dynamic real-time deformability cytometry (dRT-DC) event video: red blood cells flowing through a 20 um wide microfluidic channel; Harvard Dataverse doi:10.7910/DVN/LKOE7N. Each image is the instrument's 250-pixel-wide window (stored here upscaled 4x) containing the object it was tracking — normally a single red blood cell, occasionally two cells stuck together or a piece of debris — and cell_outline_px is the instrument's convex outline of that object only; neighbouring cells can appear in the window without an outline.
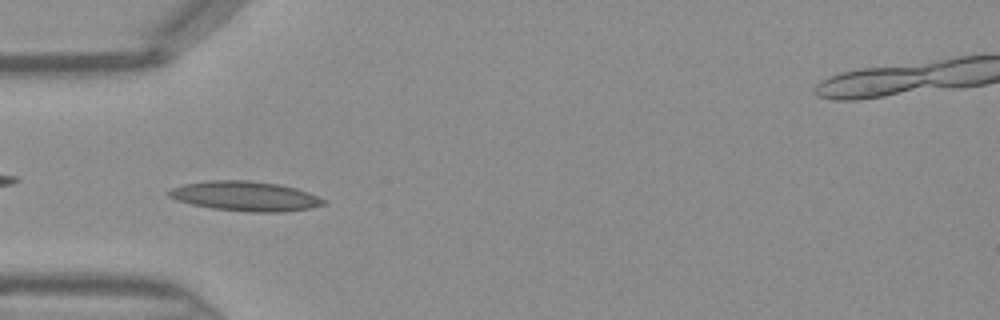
{"species": "Egyptian fruit bat (a non-hibernating species)", "species_latin": "Rousettus aegyptiacus", "temperature_condition": "warm", "stored_images_in_passage": 36, "camera_frame_rate_fps": 3000, "um_per_image_px": 0.085, "frame": {"image": 1, "passage_image": 5, "time_ms": 1.333, "image_size_px": [1000, 320], "cell_outline_px": [[328, 200], [324, 204], [308, 208], [280, 212], [252, 212], [212, 208], [192, 204], [176, 200], [168, 196], [164, 192], [172, 188], [184, 184], [208, 180], [244, 180], [280, 184], [296, 188], [308, 192]], "centroid_in_image_um": [20.82, 16.66], "position_along_channel_um": 64.2, "area_um2": 26.76}}
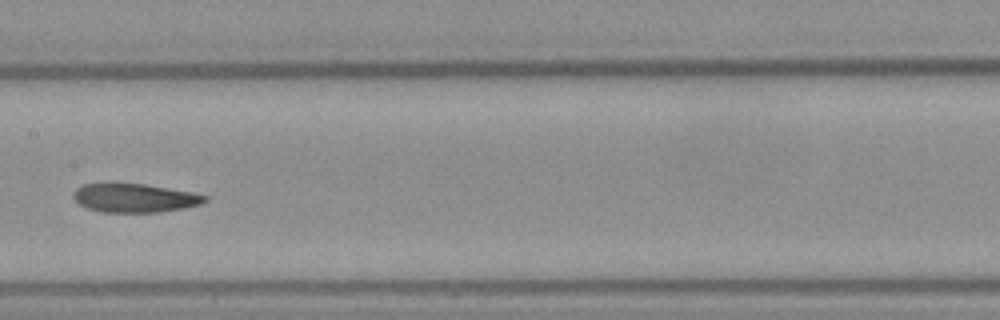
{"frame": {"image": 2, "passage_image": 14, "time_ms": 4.333, "image_size_px": [1000, 320], "cell_outline_px": [[208, 200], [200, 204], [184, 208], [160, 212], [100, 212], [88, 208], [80, 204], [72, 196], [72, 192], [76, 188], [84, 184], [104, 180], [116, 180], [144, 184], [192, 192], [208, 196]], "centroid_in_image_um": [11.37, 16.77], "position_along_channel_um": 196.0, "area_um2": 22.89}}
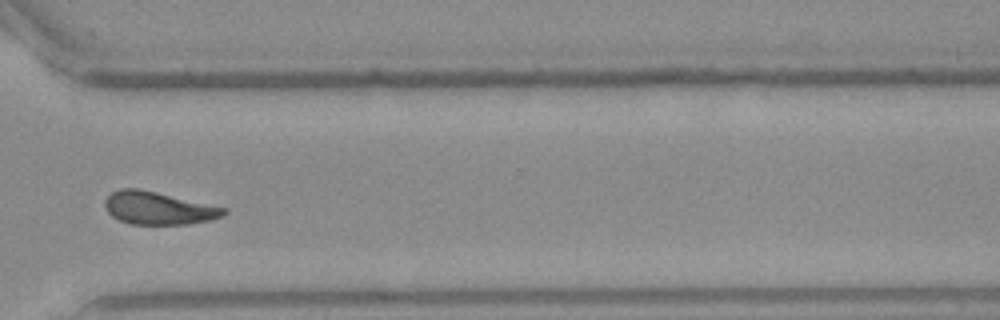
{"frame": {"image": 3, "passage_image": 25, "time_ms": 8.0, "image_size_px": [1000, 320], "cell_outline_px": [[228, 212], [212, 220], [188, 224], [132, 224], [120, 220], [112, 216], [104, 208], [104, 200], [112, 192], [120, 188], [136, 188], [156, 192], [228, 208]], "centroid_in_image_um": [13.46, 17.69], "position_along_channel_um": 357.1, "area_um2": 22.66}}